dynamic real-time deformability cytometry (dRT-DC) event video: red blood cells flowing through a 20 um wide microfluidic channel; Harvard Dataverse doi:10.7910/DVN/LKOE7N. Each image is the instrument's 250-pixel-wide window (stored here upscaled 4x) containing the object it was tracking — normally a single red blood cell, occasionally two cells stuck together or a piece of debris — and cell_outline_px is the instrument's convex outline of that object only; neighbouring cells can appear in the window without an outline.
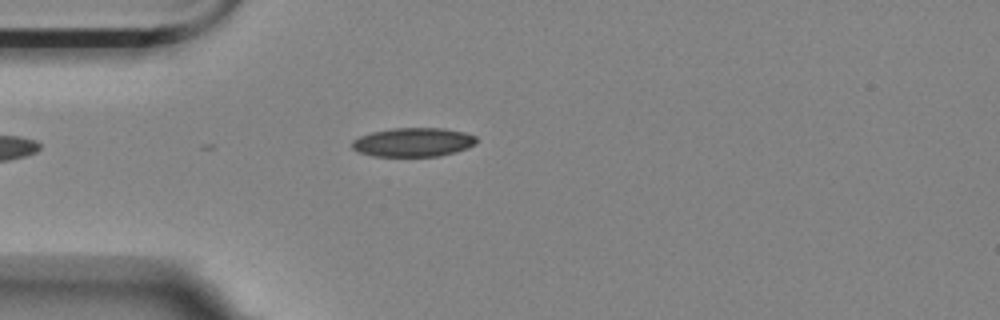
{"species": "Egyptian fruit bat (a non-hibernating species)", "species_latin": "Rousettus aegyptiacus", "temperature_condition": "room temperature", "stored_images_in_passage": 3, "camera_frame_rate_fps": 3000, "um_per_image_px": 0.085, "animal": {"sex": "female"}, "frame": {"image": 1, "passage_image": 3, "time_ms": 2.0, "image_size_px": [1000, 320], "cell_outline_px": [[476, 144], [468, 148], [456, 152], [440, 156], [372, 156], [360, 152], [352, 148], [352, 140], [360, 136], [372, 132], [392, 128], [444, 128], [464, 132], [476, 136]], "centroid_in_image_um": [35.14, 12.09], "position_along_channel_um": 49.9, "area_um2": 21.04}}